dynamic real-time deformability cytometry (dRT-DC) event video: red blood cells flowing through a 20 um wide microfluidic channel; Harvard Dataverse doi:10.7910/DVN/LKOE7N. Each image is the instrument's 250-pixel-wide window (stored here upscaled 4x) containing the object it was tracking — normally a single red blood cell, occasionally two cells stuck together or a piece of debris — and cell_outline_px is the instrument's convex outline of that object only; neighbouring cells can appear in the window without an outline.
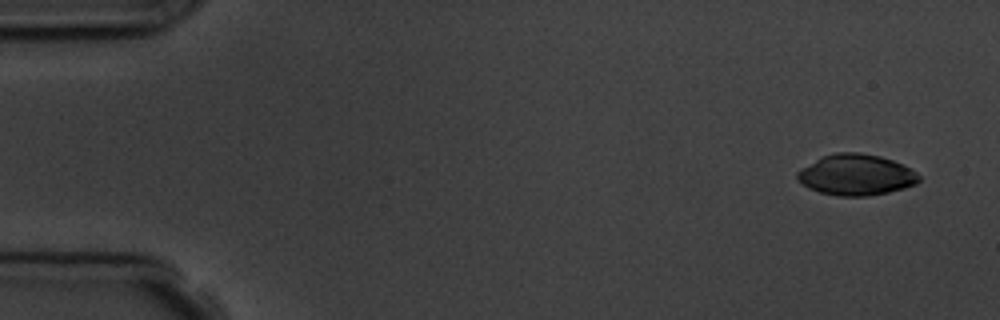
{"species": "common noctule bat (a hibernating species)", "species_latin": "Nyctalus noctula", "temperature_condition": "room temperature", "stored_images_in_passage": 5, "segment_of_instrument_passage": [1, 2], "camera_frame_rate_fps": 3000, "um_per_image_px": 0.085, "animal": {"sex": "male", "body_mass_g": 19.5, "forearm_length_mm": 54.6}, "frame": {"image": 1, "passage_image": 1, "time_ms": 0.0, "image_size_px": [1000, 320], "cell_outline_px": [[920, 180], [916, 184], [904, 188], [888, 192], [868, 196], [836, 196], [820, 192], [808, 188], [796, 180], [796, 172], [800, 168], [820, 156], [836, 152], [860, 152], [880, 156], [892, 160], [916, 172], [920, 176]], "centroid_in_image_um": [72.71, 14.86], "position_along_channel_um": 12.3, "area_um2": 29.3}}
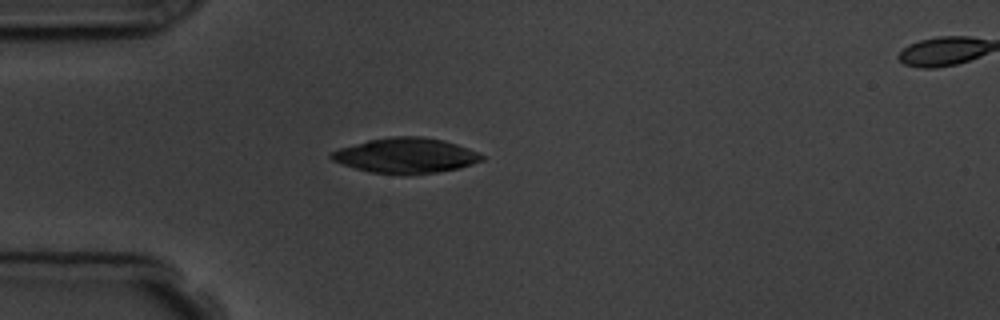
{"frame": {"image": 2, "passage_image": 4, "time_ms": 4.0, "image_size_px": [1000, 320], "cell_outline_px": [[484, 160], [460, 168], [436, 172], [404, 176], [372, 172], [356, 168], [332, 160], [328, 156], [332, 152], [340, 148], [368, 140], [392, 136], [420, 136], [444, 140], [468, 148], [484, 156]], "centroid_in_image_um": [34.51, 13.23], "position_along_channel_um": 50.5, "area_um2": 30.87}}